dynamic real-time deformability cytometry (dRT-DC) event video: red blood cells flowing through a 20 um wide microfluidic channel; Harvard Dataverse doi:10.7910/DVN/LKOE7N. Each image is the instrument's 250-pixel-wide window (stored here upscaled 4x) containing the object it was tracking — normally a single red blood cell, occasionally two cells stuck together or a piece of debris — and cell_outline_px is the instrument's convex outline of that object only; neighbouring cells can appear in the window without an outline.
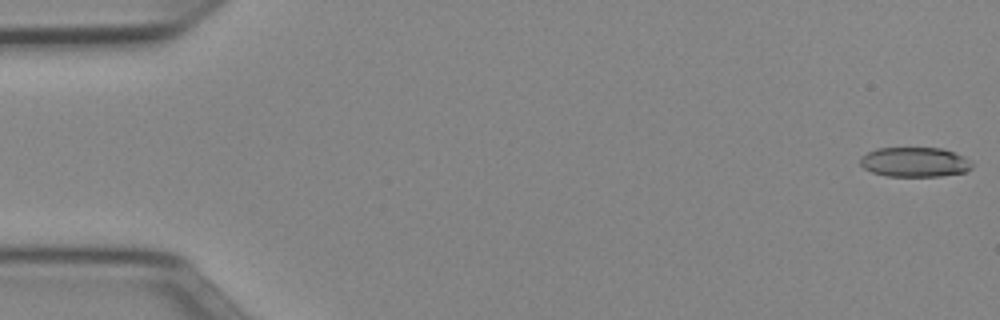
{"species": "Egyptian fruit bat (a non-hibernating species)", "species_latin": "Rousettus aegyptiacus", "temperature_condition": "cold", "stored_images_in_passage": 51, "camera_frame_rate_fps": 3000, "um_per_image_px": 0.085, "animal": {"sex": "female"}, "frame": {"image": 1, "passage_image": 1, "time_ms": 0.0, "image_size_px": [1000, 320], "cell_outline_px": [[972, 168], [964, 172], [940, 176], [888, 176], [872, 172], [864, 168], [860, 164], [860, 156], [876, 148], [944, 148], [964, 156], [972, 164]], "centroid_in_image_um": [77.74, 13.77], "position_along_channel_um": 7.3, "area_um2": 19.36}}
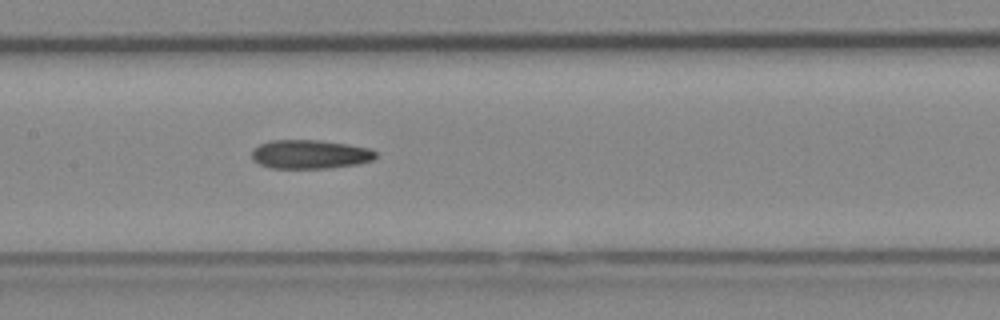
{"frame": {"image": 2, "passage_image": 25, "time_ms": 8.0, "image_size_px": [1000, 320], "cell_outline_px": [[376, 156], [372, 160], [356, 164], [328, 168], [272, 168], [260, 164], [252, 160], [252, 148], [268, 140], [316, 140], [348, 144], [372, 148], [376, 152]], "centroid_in_image_um": [26.33, 13.11], "position_along_channel_um": 181.1, "area_um2": 20.92}}
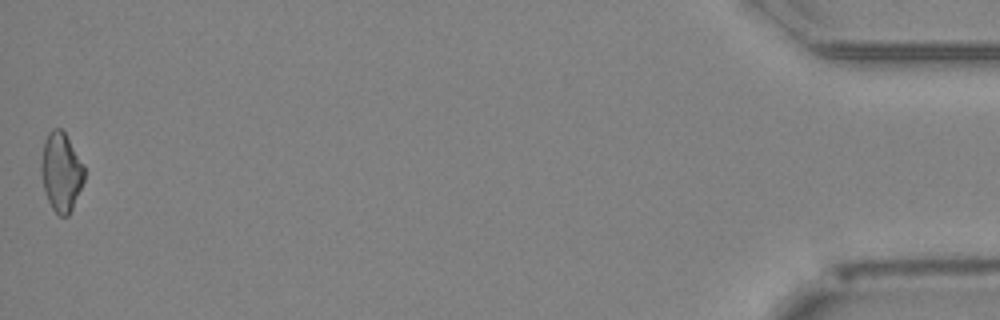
{"frame": {"image": 3, "passage_image": 51, "time_ms": 16.667, "image_size_px": [1000, 320], "cell_outline_px": [[84, 180], [72, 208], [68, 216], [60, 216], [52, 208], [44, 192], [40, 172], [40, 164], [44, 140], [48, 132], [52, 128], [60, 128], [64, 132], [84, 168]], "centroid_in_image_um": [5.15, 14.62], "position_along_channel_um": 430.0, "area_um2": 19.59}, "authors_computed_cell_mechanics": {"area_um2": 20.5768, "velocity_mm_per_s": 3.9766, "shape_relaxation_time_tau1_ms": null, "shape_relaxation_time_tau2_ms": 8.8543, "deformation_change_tau1": null, "deformation_change_tau2": 0.2147}}